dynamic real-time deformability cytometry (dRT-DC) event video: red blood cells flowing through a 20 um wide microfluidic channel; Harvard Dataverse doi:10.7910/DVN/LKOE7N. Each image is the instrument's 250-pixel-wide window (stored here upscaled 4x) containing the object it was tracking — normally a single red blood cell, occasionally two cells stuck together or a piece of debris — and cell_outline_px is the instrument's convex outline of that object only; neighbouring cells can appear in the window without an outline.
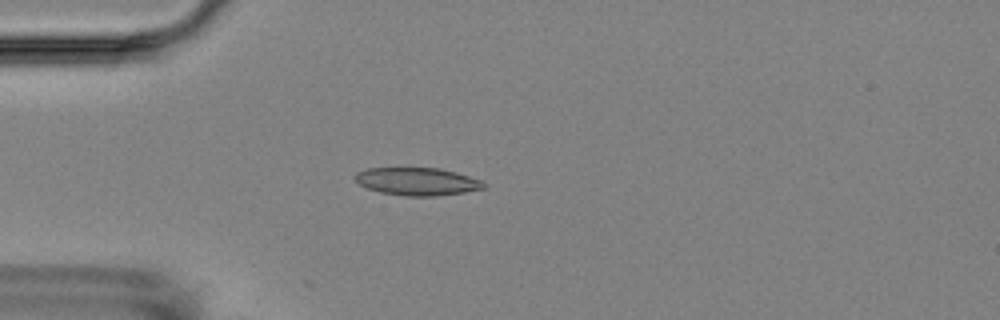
{"species": "Egyptian fruit bat (a non-hibernating species)", "species_latin": "Rousettus aegyptiacus", "temperature_condition": "room temperature", "stored_images_in_passage": 5, "camera_frame_rate_fps": 3000, "um_per_image_px": 0.085, "animal": {"sex": "female"}, "frame": {"image": 1, "passage_image": 4, "time_ms": 4.333, "image_size_px": [1000, 320], "cell_outline_px": [[484, 188], [464, 192], [436, 196], [404, 196], [380, 192], [368, 188], [360, 184], [352, 176], [356, 172], [368, 168], [440, 168], [456, 172], [480, 180], [484, 184]], "centroid_in_image_um": [35.42, 15.42], "position_along_channel_um": 49.6, "area_um2": 20.69}}